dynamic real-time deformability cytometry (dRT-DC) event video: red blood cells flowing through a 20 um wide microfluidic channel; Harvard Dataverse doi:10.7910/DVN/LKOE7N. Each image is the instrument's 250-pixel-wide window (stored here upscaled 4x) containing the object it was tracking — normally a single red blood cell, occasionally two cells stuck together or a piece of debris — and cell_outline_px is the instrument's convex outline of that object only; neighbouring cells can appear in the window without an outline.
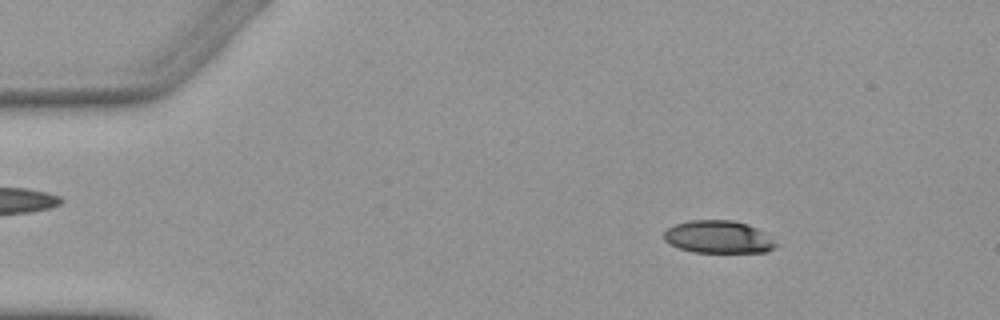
{"species": "Egyptian fruit bat (a non-hibernating species)", "species_latin": "Rousettus aegyptiacus", "temperature_condition": "warm", "stored_images_in_passage": 3, "camera_frame_rate_fps": 3000, "um_per_image_px": 0.085, "animal": {"sex": "female"}, "frame": {"image": 1, "passage_image": 1, "time_ms": 0.0, "image_size_px": [1000, 320], "cell_outline_px": [[780, 244], [776, 248], [768, 252], [692, 252], [668, 244], [664, 240], [664, 232], [668, 228], [676, 224], [688, 220], [732, 220], [748, 224], [756, 228]], "centroid_in_image_um": [61.07, 20.15], "position_along_channel_um": 23.9, "area_um2": 21.39}}